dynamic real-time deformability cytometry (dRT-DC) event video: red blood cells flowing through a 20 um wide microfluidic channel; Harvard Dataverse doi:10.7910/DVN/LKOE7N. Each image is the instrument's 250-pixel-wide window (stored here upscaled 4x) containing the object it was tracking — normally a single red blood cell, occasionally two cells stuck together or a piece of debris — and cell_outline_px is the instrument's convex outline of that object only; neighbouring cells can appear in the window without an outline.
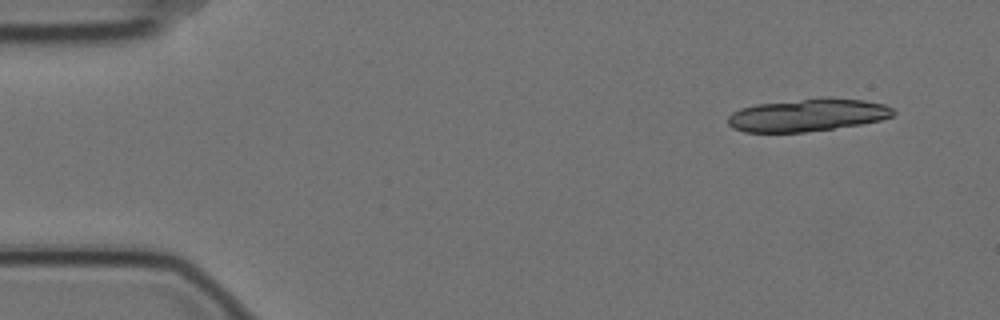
{"species": "Egyptian fruit bat (a non-hibernating species)", "species_latin": "Rousettus aegyptiacus", "temperature_condition": "cold", "stored_images_in_passage": 9, "segment_of_instrument_passage": [1, 2], "camera_frame_rate_fps": 3000, "um_per_image_px": 0.085, "animal": {"sex": "female"}, "frame": {"image": 1, "passage_image": 1, "time_ms": 0.0, "image_size_px": [1000, 320], "cell_outline_px": [[896, 112], [892, 116], [880, 120], [860, 124], [804, 132], [744, 132], [732, 128], [728, 124], [728, 116], [732, 112], [740, 108], [756, 104], [800, 100], [864, 100], [884, 104], [892, 108]], "centroid_in_image_um": [68.58, 9.81], "position_along_channel_um": 16.4, "area_um2": 30.46}}